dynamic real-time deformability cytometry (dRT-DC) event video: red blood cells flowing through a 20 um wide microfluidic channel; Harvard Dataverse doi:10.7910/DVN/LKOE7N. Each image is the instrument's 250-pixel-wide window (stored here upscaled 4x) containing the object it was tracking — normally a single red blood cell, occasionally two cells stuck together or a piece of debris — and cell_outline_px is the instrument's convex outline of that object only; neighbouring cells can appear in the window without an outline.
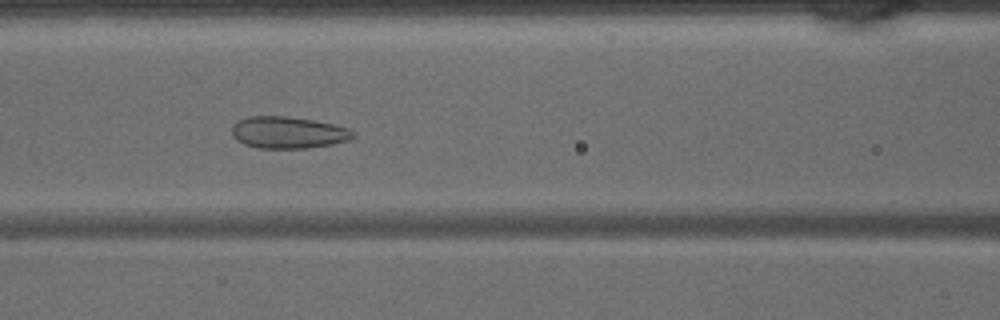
{"species": "common noctule bat (a hibernating species)", "species_latin": "Nyctalus noctula", "temperature_condition": "warm", "stored_images_in_passage": 37, "camera_frame_rate_fps": 3000, "um_per_image_px": 0.085, "animal": {"sex": "male", "body_mass_g": 15.6}, "frame": {"image": 1, "passage_image": 11, "time_ms": 3.333, "image_size_px": [1000, 320], "cell_outline_px": [[356, 136], [348, 140], [332, 144], [308, 148], [260, 148], [244, 144], [236, 140], [232, 136], [232, 124], [248, 116], [288, 116], [312, 120], [332, 124], [348, 128], [356, 132]], "centroid_in_image_um": [24.49, 11.26], "position_along_channel_um": 142.1, "area_um2": 22.54}}
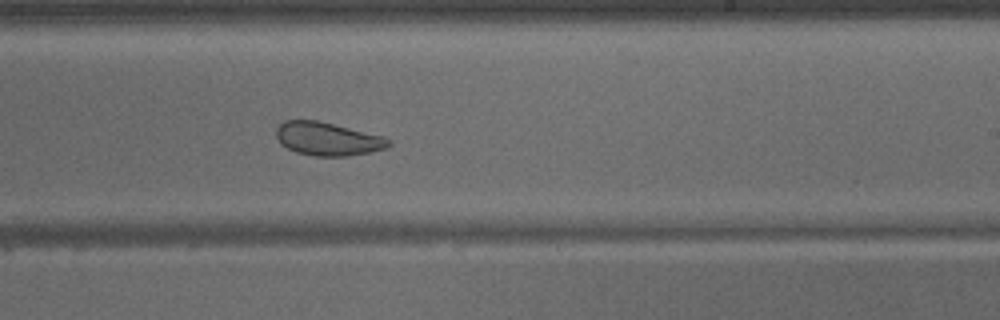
{"frame": {"image": 2, "passage_image": 19, "time_ms": 6.0, "image_size_px": [1000, 320], "cell_outline_px": [[392, 144], [388, 148], [348, 156], [316, 156], [296, 152], [280, 144], [276, 136], [276, 128], [284, 120], [316, 120], [384, 136], [392, 140]], "centroid_in_image_um": [27.86, 11.8], "position_along_channel_um": 261.1, "area_um2": 21.85}}
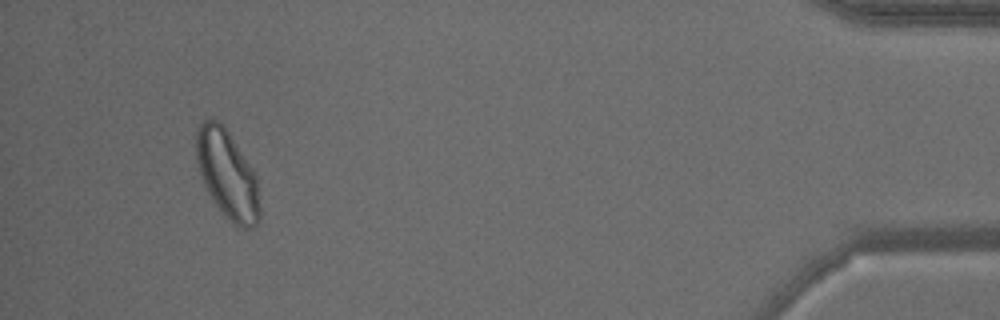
{"frame": {"image": 3, "passage_image": 34, "time_ms": 11.0, "image_size_px": [1000, 320], "cell_outline_px": [[260, 220], [252, 228], [240, 228], [232, 224], [224, 216], [208, 192], [204, 184], [196, 160], [196, 128], [204, 120], [212, 116], [220, 120], [252, 168], [256, 176], [260, 208]], "centroid_in_image_um": [19.31, 14.82], "position_along_channel_um": 415.9, "area_um2": 32.83}}